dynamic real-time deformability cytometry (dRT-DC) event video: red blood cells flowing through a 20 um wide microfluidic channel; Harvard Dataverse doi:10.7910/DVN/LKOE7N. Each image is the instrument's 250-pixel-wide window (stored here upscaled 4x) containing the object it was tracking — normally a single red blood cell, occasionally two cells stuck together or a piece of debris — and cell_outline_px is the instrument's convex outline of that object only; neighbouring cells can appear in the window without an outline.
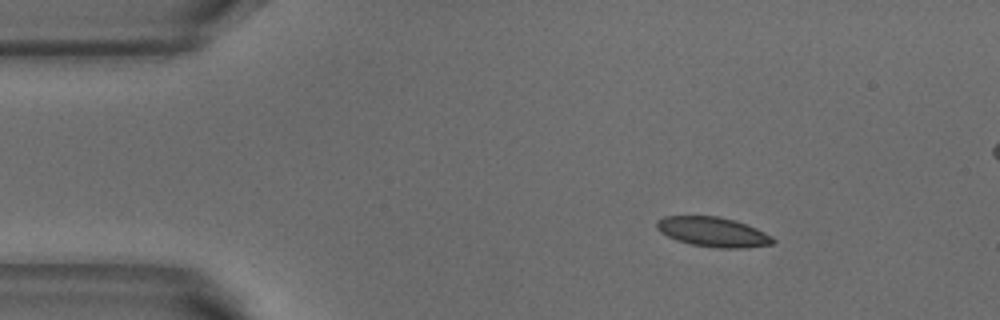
{"species": "common noctule bat (a hibernating species)", "species_latin": "Nyctalus noctula", "temperature_condition": "warm", "stored_images_in_passage": 4, "camera_frame_rate_fps": 3000, "um_per_image_px": 0.085, "animal": {"sex": "male", "body_mass_g": 18.8}, "frame": {"image": 1, "passage_image": 1, "time_ms": 0.0, "image_size_px": [1000, 320], "cell_outline_px": [[776, 240], [772, 244], [744, 248], [716, 248], [692, 244], [676, 240], [660, 232], [656, 228], [656, 220], [664, 216], [716, 216], [736, 220], [756, 228], [772, 236]], "centroid_in_image_um": [60.59, 19.71], "position_along_channel_um": 24.4, "area_um2": 20.17}}